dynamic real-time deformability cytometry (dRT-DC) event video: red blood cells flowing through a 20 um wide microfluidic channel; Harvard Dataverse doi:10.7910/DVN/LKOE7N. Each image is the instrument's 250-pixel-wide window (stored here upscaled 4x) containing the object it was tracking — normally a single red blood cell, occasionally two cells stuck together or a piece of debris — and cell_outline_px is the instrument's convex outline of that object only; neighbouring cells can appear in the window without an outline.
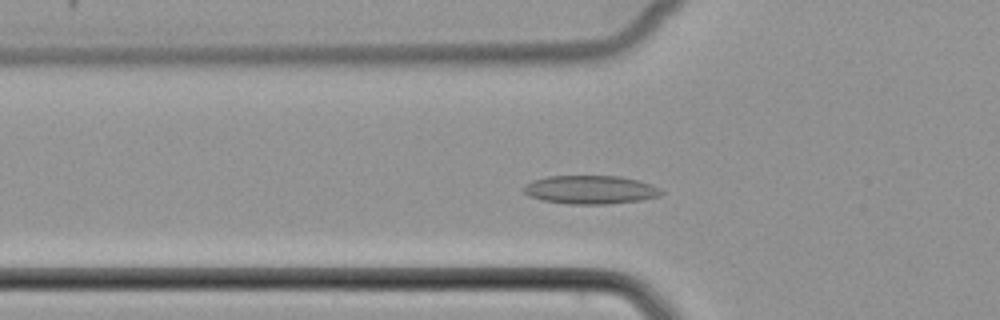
{"species": "common noctule bat (a hibernating species)", "species_latin": "Nyctalus noctula", "temperature_condition": "cold", "stored_images_in_passage": 50, "segment_of_instrument_passage": [1, 2], "camera_frame_rate_fps": 3000, "um_per_image_px": 0.085, "animal": {"sex": "female", "body_mass_g": 22.7, "forearm_length_mm": 54.2}, "frame": {"image": 1, "passage_image": 15, "time_ms": 4.667, "image_size_px": [1000, 320], "cell_outline_px": [[664, 192], [660, 196], [640, 200], [604, 204], [568, 204], [544, 200], [528, 196], [520, 188], [524, 184], [532, 180], [548, 176], [620, 176], [640, 180], [652, 184], [660, 188]], "centroid_in_image_um": [50.17, 16.12], "position_along_channel_um": 75.6, "area_um2": 23.06}}
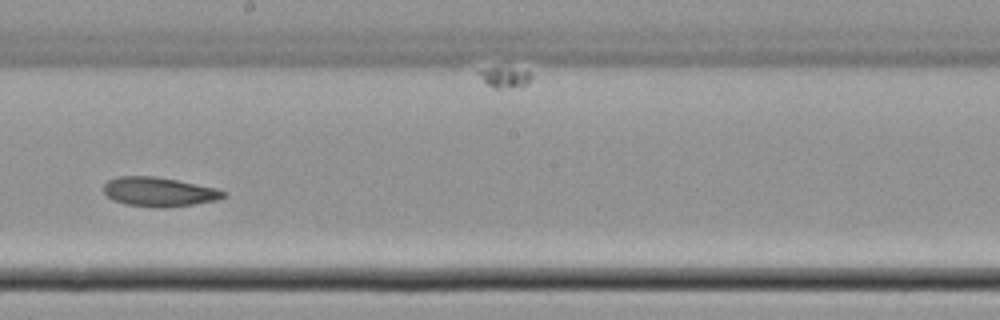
{"frame": {"image": 2, "passage_image": 27, "time_ms": 8.667, "image_size_px": [1000, 320], "cell_outline_px": [[228, 192], [224, 196], [216, 200], [168, 208], [156, 208], [124, 204], [112, 200], [104, 192], [104, 184], [108, 180], [116, 176], [152, 176], [176, 180], [216, 188]], "centroid_in_image_um": [13.48, 16.31], "position_along_channel_um": 234.7, "area_um2": 20.46}}
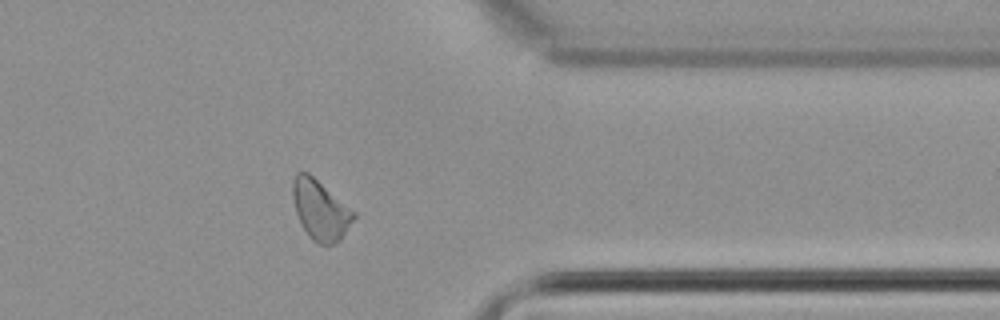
{"frame": {"image": 3, "passage_image": 39, "time_ms": 12.667, "image_size_px": [1000, 320], "cell_outline_px": [[356, 216], [340, 240], [332, 244], [320, 244], [312, 240], [308, 236], [296, 212], [292, 196], [292, 180], [296, 172], [308, 172], [356, 212]], "centroid_in_image_um": [27.22, 17.83], "position_along_channel_um": 384.2, "area_um2": 21.1}}